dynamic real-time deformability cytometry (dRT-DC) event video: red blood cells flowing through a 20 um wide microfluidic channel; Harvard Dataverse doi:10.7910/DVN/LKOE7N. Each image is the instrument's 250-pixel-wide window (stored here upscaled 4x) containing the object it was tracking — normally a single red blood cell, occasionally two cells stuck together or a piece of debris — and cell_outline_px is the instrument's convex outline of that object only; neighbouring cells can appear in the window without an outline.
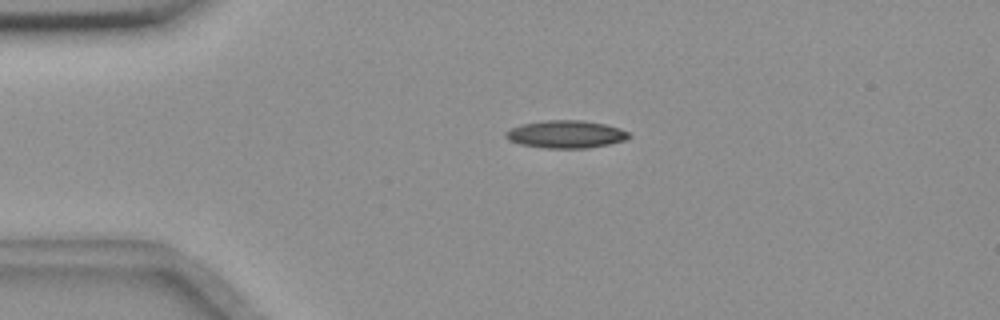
{"species": "common noctule bat (a hibernating species)", "species_latin": "Nyctalus noctula", "temperature_condition": "room temperature", "stored_images_in_passage": 44, "camera_frame_rate_fps": 3000, "um_per_image_px": 0.085, "animal": {"sex": "female", "body_mass_g": 18.4}, "frame": {"image": 1, "passage_image": 1, "time_ms": 0.0, "image_size_px": [1000, 320], "cell_outline_px": [[632, 136], [624, 140], [608, 144], [584, 148], [544, 148], [520, 144], [508, 140], [504, 136], [504, 132], [520, 124], [548, 120], [580, 120], [604, 124], [620, 128], [628, 132]], "centroid_in_image_um": [48.07, 11.41], "position_along_channel_um": 36.9, "area_um2": 19.77}}
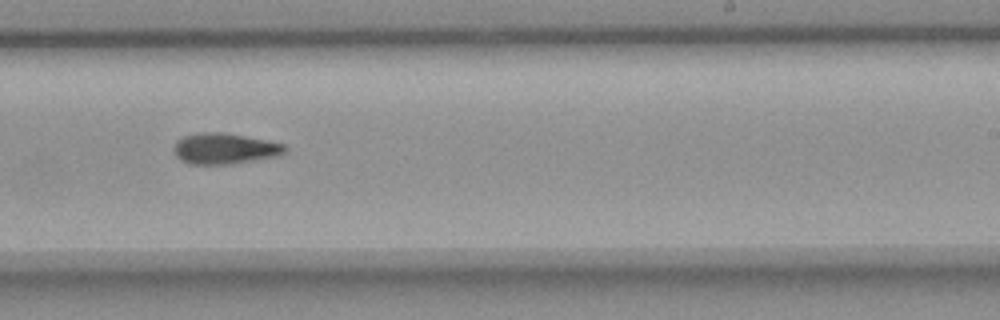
{"frame": {"image": 2, "passage_image": 23, "time_ms": 7.333, "image_size_px": [1000, 320], "cell_outline_px": [[288, 148], [284, 152], [276, 156], [252, 160], [224, 164], [188, 164], [180, 160], [176, 156], [172, 148], [176, 140], [184, 136], [200, 132], [224, 132], [268, 140], [284, 144]], "centroid_in_image_um": [19.04, 12.61], "position_along_channel_um": 270.0, "area_um2": 20.0}}
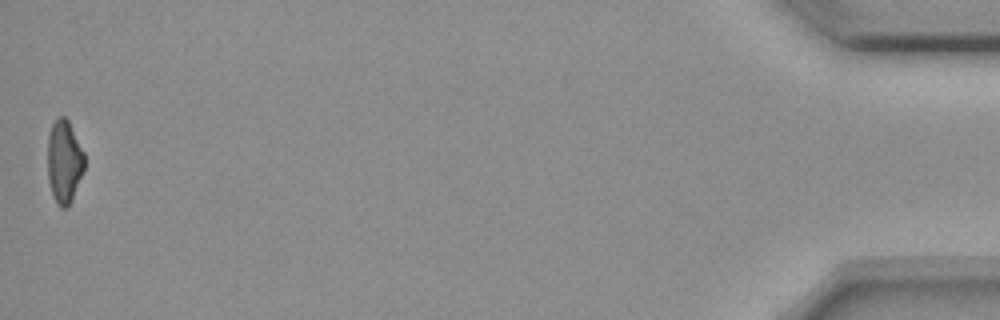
{"frame": {"image": 3, "passage_image": 44, "time_ms": 14.333, "image_size_px": [1000, 320], "cell_outline_px": [[84, 168], [72, 200], [64, 208], [60, 208], [56, 204], [48, 180], [48, 136], [52, 124], [56, 116], [64, 116], [68, 120], [84, 152]], "centroid_in_image_um": [5.45, 13.71], "position_along_channel_um": 429.8, "area_um2": 17.74}, "authors_computed_cell_mechanics": {"area_um2": 19.6809, "velocity_mm_per_s": 3.652, "shape_relaxation_time_tau1_ms": 6.7959, "shape_relaxation_time_tau2_ms": null, "deformation_change_tau1": 0.179, "deformation_change_tau2": null}}